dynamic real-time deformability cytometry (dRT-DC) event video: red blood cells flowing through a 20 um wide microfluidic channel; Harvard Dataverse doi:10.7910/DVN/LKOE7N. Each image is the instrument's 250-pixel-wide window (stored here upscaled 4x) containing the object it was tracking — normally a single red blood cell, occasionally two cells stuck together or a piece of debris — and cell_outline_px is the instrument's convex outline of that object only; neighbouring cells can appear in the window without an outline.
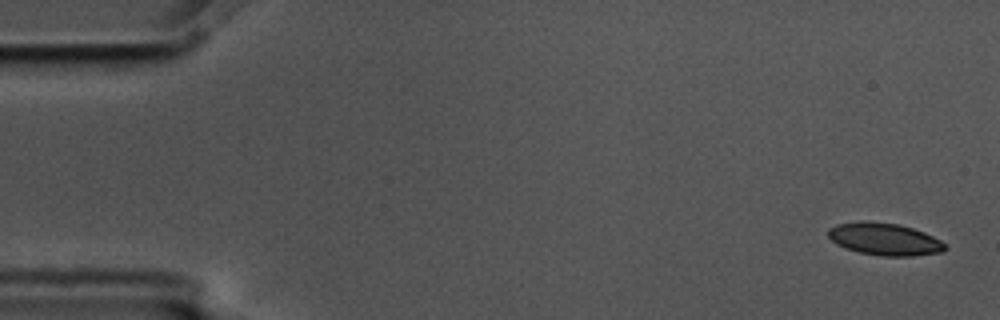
{"species": "common noctule bat (a hibernating species)", "species_latin": "Nyctalus noctula", "temperature_condition": "cold", "stored_images_in_passage": 5, "camera_frame_rate_fps": 3000, "um_per_image_px": 0.085, "animal": {"sex": "male", "body_mass_g": 17.5, "forearm_length_mm": 52.3}, "frame": {"image": 1, "passage_image": 1, "time_ms": 0.0, "image_size_px": [1000, 320], "cell_outline_px": [[948, 248], [944, 252], [912, 256], [880, 256], [860, 252], [844, 248], [836, 244], [828, 236], [828, 228], [836, 224], [860, 220], [864, 220], [900, 224], [924, 232], [940, 240]], "centroid_in_image_um": [75.17, 20.32], "position_along_channel_um": 9.8, "area_um2": 22.25}}
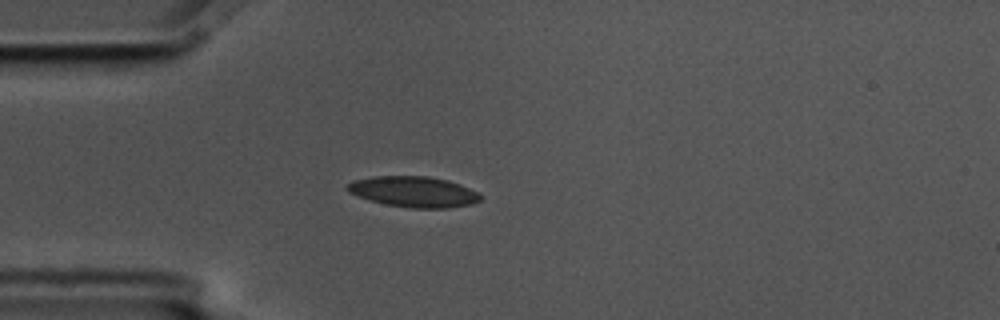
{"frame": {"image": 2, "passage_image": 4, "time_ms": 1.0, "image_size_px": [1000, 320], "cell_outline_px": [[480, 200], [472, 204], [448, 208], [408, 208], [368, 200], [348, 192], [344, 188], [352, 180], [372, 176], [428, 176], [448, 180], [460, 184], [480, 192]], "centroid_in_image_um": [35.15, 16.29], "position_along_channel_um": 49.8, "area_um2": 24.04}}